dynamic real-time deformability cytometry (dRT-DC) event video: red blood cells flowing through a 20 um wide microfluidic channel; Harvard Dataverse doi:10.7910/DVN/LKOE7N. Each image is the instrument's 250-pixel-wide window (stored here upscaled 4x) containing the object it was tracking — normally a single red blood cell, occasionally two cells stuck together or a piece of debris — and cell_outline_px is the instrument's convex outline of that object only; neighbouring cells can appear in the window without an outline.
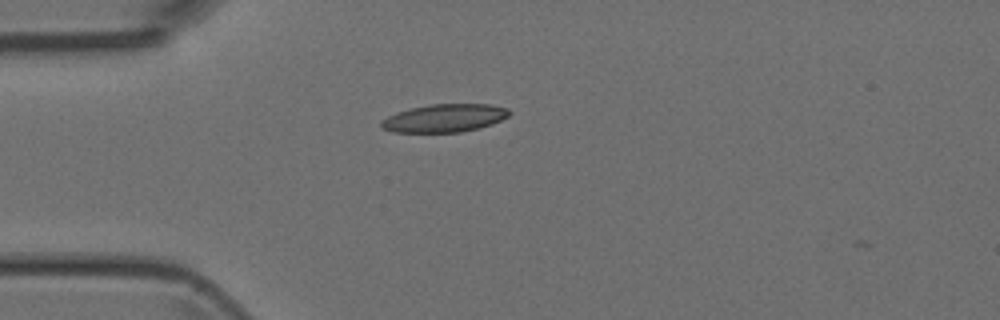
{"species": "Egyptian fruit bat (a non-hibernating species)", "species_latin": "Rousettus aegyptiacus", "temperature_condition": "room temperature", "stored_images_in_passage": 37, "camera_frame_rate_fps": 3000, "um_per_image_px": 0.085, "animal": {"sex": "female"}, "frame": {"image": 1, "passage_image": 1, "time_ms": 0.0, "image_size_px": [1000, 320], "cell_outline_px": [[512, 112], [508, 116], [492, 124], [460, 132], [392, 132], [384, 128], [380, 124], [380, 120], [396, 112], [412, 108], [432, 104], [488, 104], [508, 108]], "centroid_in_image_um": [37.78, 10.03], "position_along_channel_um": 47.2, "area_um2": 20.75}}
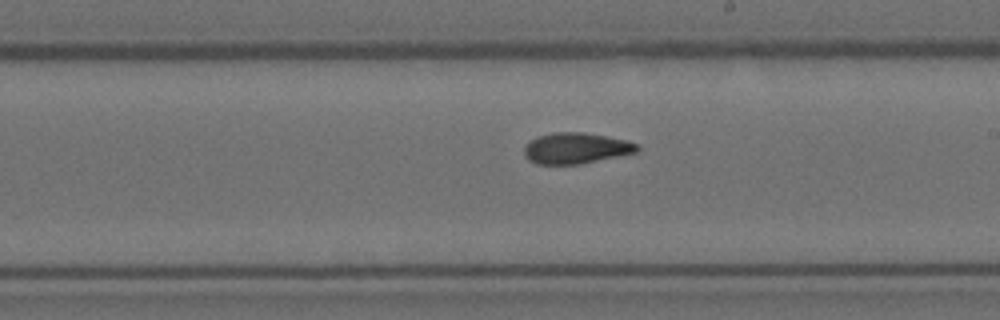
{"frame": {"image": 2, "passage_image": 16, "time_ms": 5.0, "image_size_px": [1000, 320], "cell_outline_px": [[640, 148], [636, 152], [580, 164], [536, 164], [528, 160], [524, 156], [524, 144], [536, 136], [552, 132], [584, 132], [628, 140], [640, 144]], "centroid_in_image_um": [48.93, 12.59], "position_along_channel_um": 240.1, "area_um2": 20.63}}
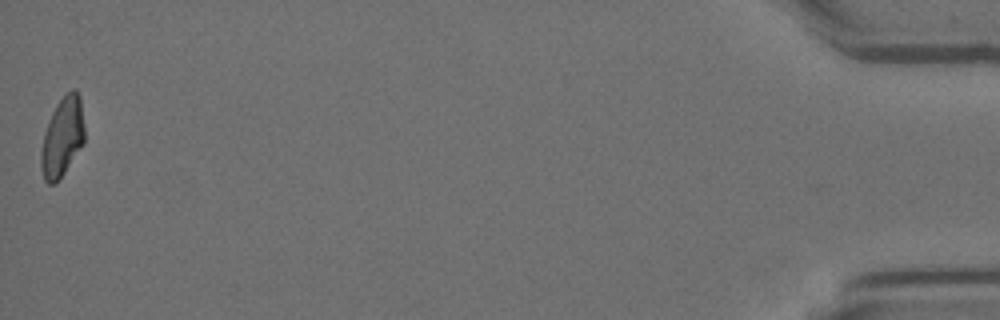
{"frame": {"image": 3, "passage_image": 37, "time_ms": 12.0, "image_size_px": [1000, 320], "cell_outline_px": [[84, 144], [64, 172], [52, 184], [48, 184], [44, 180], [40, 164], [40, 152], [44, 132], [48, 120], [56, 104], [72, 88], [76, 88], [80, 96], [84, 124]], "centroid_in_image_um": [5.3, 11.62], "position_along_channel_um": 429.9, "area_um2": 20.11}}